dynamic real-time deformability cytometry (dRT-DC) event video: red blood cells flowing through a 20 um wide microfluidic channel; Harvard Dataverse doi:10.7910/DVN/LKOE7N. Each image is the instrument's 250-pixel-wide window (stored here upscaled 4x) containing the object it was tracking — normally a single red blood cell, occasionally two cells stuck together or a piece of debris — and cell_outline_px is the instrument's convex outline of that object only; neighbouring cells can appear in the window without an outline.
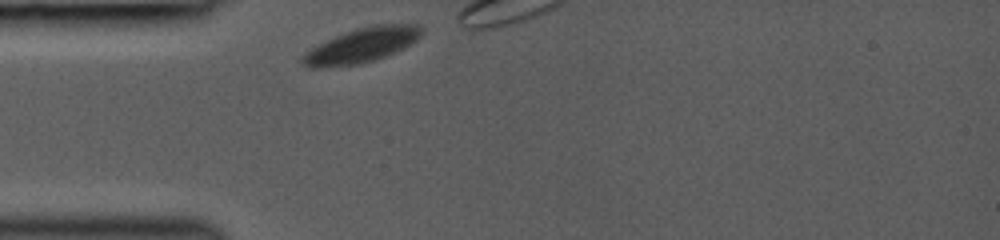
{"species": "common noctule bat (a hibernating species)", "species_latin": "Nyctalus noctula", "temperature_condition": "room temperature", "stored_images_in_passage": 5, "camera_frame_rate_fps": 3000, "um_per_image_px": 0.085, "animal": {"sex": "female", "body_mass_g": 19.0, "forearm_length_mm": 53.3}, "frame": {"image": 1, "passage_image": 1, "time_ms": 0.0, "image_size_px": [1000, 240], "cell_outline_px": [[420, 36], [416, 40], [384, 56], [360, 64], [320, 68], [312, 68], [304, 64], [300, 60], [300, 56], [304, 52], [316, 44], [344, 32], [356, 28], [372, 24], [420, 24]], "centroid_in_image_um": [30.64, 3.84], "position_along_channel_um": 54.4, "area_um2": 23.87}}